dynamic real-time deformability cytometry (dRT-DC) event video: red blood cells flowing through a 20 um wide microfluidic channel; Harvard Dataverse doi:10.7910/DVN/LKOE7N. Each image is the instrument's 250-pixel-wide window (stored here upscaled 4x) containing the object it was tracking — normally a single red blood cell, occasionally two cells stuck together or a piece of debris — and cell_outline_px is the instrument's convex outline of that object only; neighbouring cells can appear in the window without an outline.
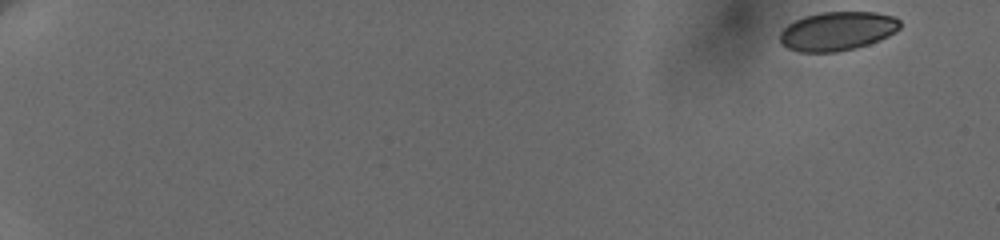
{"species": "human", "species_latin": "Homo sapiens", "temperature_condition": "cold", "stored_images_in_passage": 10, "camera_frame_rate_fps": 3000, "um_per_image_px": 0.085, "donor": {"sex": "female"}, "frame": {"image": 1, "passage_image": 1, "time_ms": 0.0, "image_size_px": [1000, 240], "cell_outline_px": [[900, 28], [888, 36], [880, 40], [856, 48], [836, 52], [800, 52], [788, 48], [780, 40], [780, 32], [788, 24], [804, 16], [820, 12], [876, 12], [892, 16], [900, 20]], "centroid_in_image_um": [71.18, 2.64], "position_along_channel_um": 13.8, "area_um2": 27.17}}
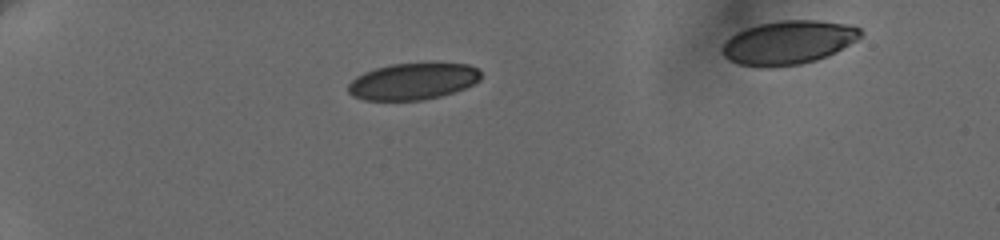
{"frame": {"image": 2, "passage_image": 7, "time_ms": 5.333, "image_size_px": [1000, 240], "cell_outline_px": [[480, 80], [464, 88], [440, 96], [424, 100], [364, 100], [352, 96], [348, 92], [348, 84], [356, 76], [364, 72], [376, 68], [392, 64], [436, 60], [468, 64], [480, 68]], "centroid_in_image_um": [35.14, 6.86], "position_along_channel_um": 49.9, "area_um2": 29.19}}
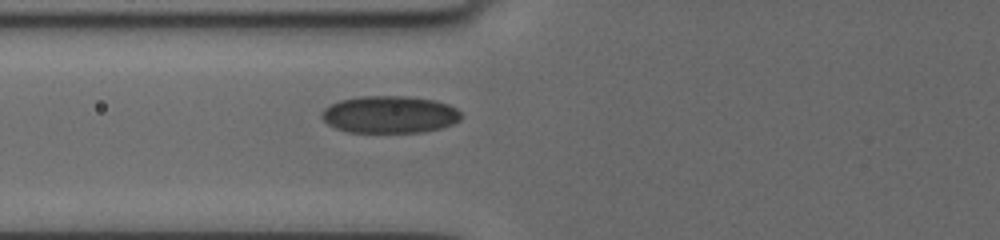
{"frame": {"image": 3, "passage_image": 10, "time_ms": 7.667, "image_size_px": [1000, 240], "cell_outline_px": [[460, 120], [452, 124], [440, 128], [424, 132], [348, 132], [336, 128], [328, 124], [320, 116], [320, 112], [324, 108], [340, 100], [360, 96], [408, 96], [432, 100], [448, 104], [456, 108], [460, 112]], "centroid_in_image_um": [33.1, 9.73], "position_along_channel_um": 92.7, "area_um2": 30.23}}